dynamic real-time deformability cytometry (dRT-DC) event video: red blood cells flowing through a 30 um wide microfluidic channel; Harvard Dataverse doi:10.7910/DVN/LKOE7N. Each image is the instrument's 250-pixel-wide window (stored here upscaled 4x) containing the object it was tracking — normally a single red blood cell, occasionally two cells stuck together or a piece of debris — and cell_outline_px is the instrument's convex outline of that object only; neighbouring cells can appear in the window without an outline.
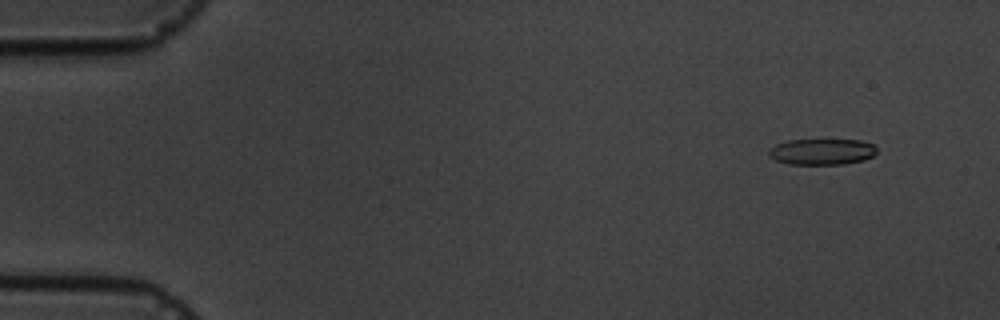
{"species": "common noctule bat (a hibernating species)", "species_latin": "Nyctalus noctula", "temperature_condition": "cold", "stored_images_in_passage": 6, "camera_frame_rate_fps": 3000, "um_per_image_px": 0.085, "animal": {"sex": "male", "body_mass_g": 19.5, "forearm_length_mm": 54.6}, "frame": {"image": 1, "passage_image": 2, "time_ms": 1.333, "image_size_px": [1000, 320], "cell_outline_px": [[876, 152], [872, 156], [864, 160], [844, 164], [788, 164], [776, 160], [768, 156], [768, 152], [776, 144], [788, 140], [860, 140], [876, 144]], "centroid_in_image_um": [69.88, 12.89], "position_along_channel_um": 15.1, "area_um2": 16.42}}
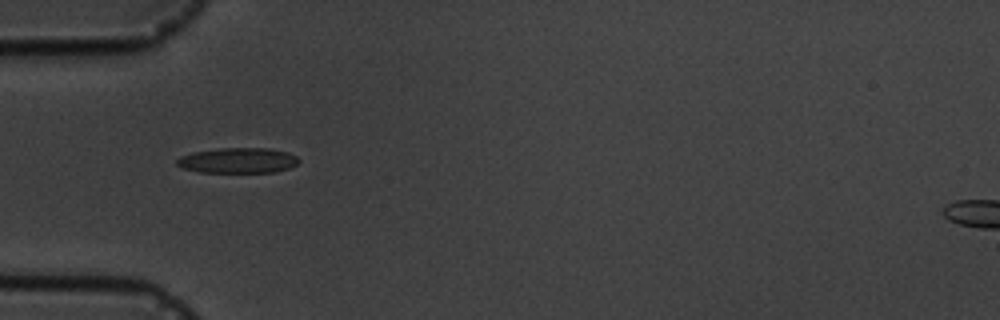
{"frame": {"image": 2, "passage_image": 5, "time_ms": 5.667, "image_size_px": [1000, 320], "cell_outline_px": [[300, 160], [296, 164], [288, 168], [276, 172], [200, 172], [184, 168], [176, 164], [176, 160], [180, 156], [192, 152], [220, 148], [268, 148], [288, 152], [296, 156]], "centroid_in_image_um": [20.22, 13.63], "position_along_channel_um": 64.8, "area_um2": 17.98}}
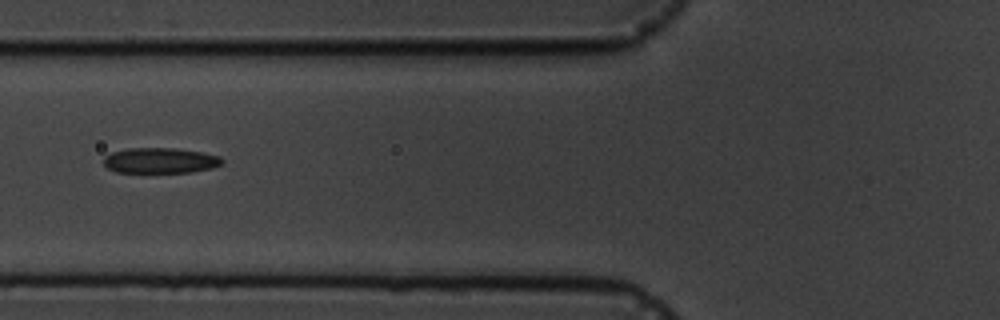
{"frame": {"image": 3, "passage_image": 6, "time_ms": 7.0, "image_size_px": [1000, 320], "cell_outline_px": [[224, 164], [212, 168], [192, 172], [116, 172], [108, 168], [104, 164], [104, 156], [112, 152], [128, 148], [176, 148], [200, 152], [220, 156], [224, 160]], "centroid_in_image_um": [13.65, 13.64], "position_along_channel_um": 112.2, "area_um2": 17.63}}